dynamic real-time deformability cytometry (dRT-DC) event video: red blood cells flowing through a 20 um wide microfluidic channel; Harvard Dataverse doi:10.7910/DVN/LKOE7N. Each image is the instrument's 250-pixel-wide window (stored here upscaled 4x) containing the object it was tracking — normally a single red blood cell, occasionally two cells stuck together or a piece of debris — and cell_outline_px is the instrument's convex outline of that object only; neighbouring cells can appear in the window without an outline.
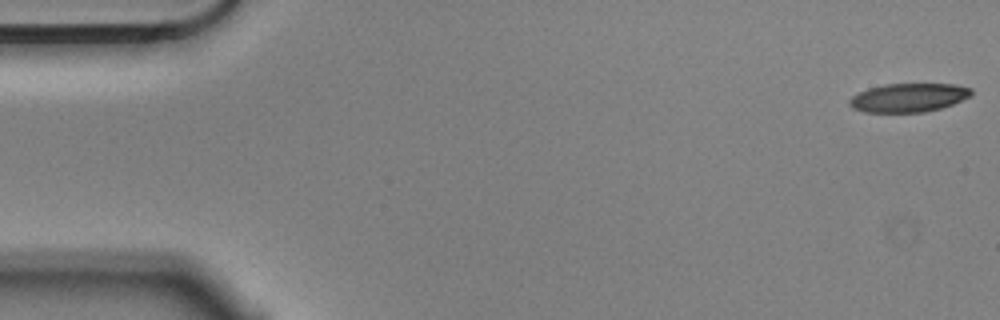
{"species": "Egyptian fruit bat (a non-hibernating species)", "species_latin": "Rousettus aegyptiacus", "temperature_condition": "cold", "stored_images_in_passage": 5, "camera_frame_rate_fps": 3000, "um_per_image_px": 0.085, "animal": {"sex": "male"}, "frame": {"image": 1, "passage_image": 1, "time_ms": 0.0, "image_size_px": [1000, 320], "cell_outline_px": [[972, 96], [952, 104], [940, 108], [924, 112], [864, 112], [852, 108], [848, 104], [848, 100], [852, 96], [868, 88], [884, 84], [956, 84], [972, 88]], "centroid_in_image_um": [77.23, 8.29], "position_along_channel_um": 7.8, "area_um2": 20.46}}